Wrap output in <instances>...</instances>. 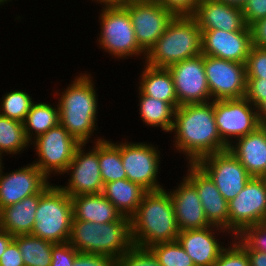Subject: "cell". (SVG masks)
<instances>
[{"mask_svg":"<svg viewBox=\"0 0 266 266\" xmlns=\"http://www.w3.org/2000/svg\"><path fill=\"white\" fill-rule=\"evenodd\" d=\"M172 131L175 133L174 147L187 156L189 164H196L203 157L228 150L217 130L214 101L177 107Z\"/></svg>","mask_w":266,"mask_h":266,"instance_id":"6da1fadb","label":"cell"},{"mask_svg":"<svg viewBox=\"0 0 266 266\" xmlns=\"http://www.w3.org/2000/svg\"><path fill=\"white\" fill-rule=\"evenodd\" d=\"M133 245L150 248L154 244L177 240L180 230L172 199L166 190L147 191L130 217Z\"/></svg>","mask_w":266,"mask_h":266,"instance_id":"7a4b0ae2","label":"cell"},{"mask_svg":"<svg viewBox=\"0 0 266 266\" xmlns=\"http://www.w3.org/2000/svg\"><path fill=\"white\" fill-rule=\"evenodd\" d=\"M87 74L75 77L58 99L59 123L80 144H87L97 129L95 84L91 75Z\"/></svg>","mask_w":266,"mask_h":266,"instance_id":"3957f363","label":"cell"},{"mask_svg":"<svg viewBox=\"0 0 266 266\" xmlns=\"http://www.w3.org/2000/svg\"><path fill=\"white\" fill-rule=\"evenodd\" d=\"M68 243L79 253L104 255L117 261L134 246L130 218L123 216L119 221L101 224L72 220Z\"/></svg>","mask_w":266,"mask_h":266,"instance_id":"277c9868","label":"cell"},{"mask_svg":"<svg viewBox=\"0 0 266 266\" xmlns=\"http://www.w3.org/2000/svg\"><path fill=\"white\" fill-rule=\"evenodd\" d=\"M202 54V32L191 15H178L145 56V64L156 68Z\"/></svg>","mask_w":266,"mask_h":266,"instance_id":"5b68a950","label":"cell"},{"mask_svg":"<svg viewBox=\"0 0 266 266\" xmlns=\"http://www.w3.org/2000/svg\"><path fill=\"white\" fill-rule=\"evenodd\" d=\"M72 199L60 187L48 183L39 192L32 235L54 244L69 241L72 226Z\"/></svg>","mask_w":266,"mask_h":266,"instance_id":"8992f818","label":"cell"},{"mask_svg":"<svg viewBox=\"0 0 266 266\" xmlns=\"http://www.w3.org/2000/svg\"><path fill=\"white\" fill-rule=\"evenodd\" d=\"M102 9L100 47L119 59L142 54L145 60L146 52L138 45L128 11L123 6H103Z\"/></svg>","mask_w":266,"mask_h":266,"instance_id":"52a82bcc","label":"cell"},{"mask_svg":"<svg viewBox=\"0 0 266 266\" xmlns=\"http://www.w3.org/2000/svg\"><path fill=\"white\" fill-rule=\"evenodd\" d=\"M33 140L30 144H34L39 158L33 164L47 178L52 172L64 174L80 145L60 123Z\"/></svg>","mask_w":266,"mask_h":266,"instance_id":"ba28073f","label":"cell"},{"mask_svg":"<svg viewBox=\"0 0 266 266\" xmlns=\"http://www.w3.org/2000/svg\"><path fill=\"white\" fill-rule=\"evenodd\" d=\"M228 234L238 236L246 227L266 222V179L252 177L228 202ZM232 232V233H231Z\"/></svg>","mask_w":266,"mask_h":266,"instance_id":"9c48e42d","label":"cell"},{"mask_svg":"<svg viewBox=\"0 0 266 266\" xmlns=\"http://www.w3.org/2000/svg\"><path fill=\"white\" fill-rule=\"evenodd\" d=\"M245 98L214 100V117L222 141L230 146L260 125L256 107ZM231 137V138H230ZM229 138V139H228Z\"/></svg>","mask_w":266,"mask_h":266,"instance_id":"30bf717a","label":"cell"},{"mask_svg":"<svg viewBox=\"0 0 266 266\" xmlns=\"http://www.w3.org/2000/svg\"><path fill=\"white\" fill-rule=\"evenodd\" d=\"M196 164L214 182L227 202L233 200L252 178L228 150L203 157Z\"/></svg>","mask_w":266,"mask_h":266,"instance_id":"8fae6325","label":"cell"},{"mask_svg":"<svg viewBox=\"0 0 266 266\" xmlns=\"http://www.w3.org/2000/svg\"><path fill=\"white\" fill-rule=\"evenodd\" d=\"M123 7L130 15L138 45L146 53L175 16L155 0H131Z\"/></svg>","mask_w":266,"mask_h":266,"instance_id":"7c38bea8","label":"cell"},{"mask_svg":"<svg viewBox=\"0 0 266 266\" xmlns=\"http://www.w3.org/2000/svg\"><path fill=\"white\" fill-rule=\"evenodd\" d=\"M204 67L213 101L245 97L247 76L244 63L204 55Z\"/></svg>","mask_w":266,"mask_h":266,"instance_id":"4fadbf2b","label":"cell"},{"mask_svg":"<svg viewBox=\"0 0 266 266\" xmlns=\"http://www.w3.org/2000/svg\"><path fill=\"white\" fill-rule=\"evenodd\" d=\"M168 70L173 78L178 107L213 101L207 84L203 54L172 64Z\"/></svg>","mask_w":266,"mask_h":266,"instance_id":"5bb4252c","label":"cell"},{"mask_svg":"<svg viewBox=\"0 0 266 266\" xmlns=\"http://www.w3.org/2000/svg\"><path fill=\"white\" fill-rule=\"evenodd\" d=\"M151 144L120 143V154L127 179L147 191L163 189L157 182L160 151Z\"/></svg>","mask_w":266,"mask_h":266,"instance_id":"9a60e30c","label":"cell"},{"mask_svg":"<svg viewBox=\"0 0 266 266\" xmlns=\"http://www.w3.org/2000/svg\"><path fill=\"white\" fill-rule=\"evenodd\" d=\"M93 142L92 151L84 152L86 144H80L72 161L64 173L70 172V178L66 186L59 185L71 198L81 194H100L103 191L100 165L98 160V141Z\"/></svg>","mask_w":266,"mask_h":266,"instance_id":"2e32d148","label":"cell"},{"mask_svg":"<svg viewBox=\"0 0 266 266\" xmlns=\"http://www.w3.org/2000/svg\"><path fill=\"white\" fill-rule=\"evenodd\" d=\"M202 54L244 63L252 45L251 31L246 25L240 31L201 30Z\"/></svg>","mask_w":266,"mask_h":266,"instance_id":"e0dca14e","label":"cell"},{"mask_svg":"<svg viewBox=\"0 0 266 266\" xmlns=\"http://www.w3.org/2000/svg\"><path fill=\"white\" fill-rule=\"evenodd\" d=\"M48 183V178L33 163L6 174L1 168L0 210L38 194Z\"/></svg>","mask_w":266,"mask_h":266,"instance_id":"ac0fdd59","label":"cell"},{"mask_svg":"<svg viewBox=\"0 0 266 266\" xmlns=\"http://www.w3.org/2000/svg\"><path fill=\"white\" fill-rule=\"evenodd\" d=\"M187 171L185 177L195 186L208 223L228 232V202L197 164H188Z\"/></svg>","mask_w":266,"mask_h":266,"instance_id":"d6986e66","label":"cell"},{"mask_svg":"<svg viewBox=\"0 0 266 266\" xmlns=\"http://www.w3.org/2000/svg\"><path fill=\"white\" fill-rule=\"evenodd\" d=\"M183 178L173 192H168L172 199L178 229L183 231L211 226L206 219L195 186L186 177Z\"/></svg>","mask_w":266,"mask_h":266,"instance_id":"ffe728a7","label":"cell"},{"mask_svg":"<svg viewBox=\"0 0 266 266\" xmlns=\"http://www.w3.org/2000/svg\"><path fill=\"white\" fill-rule=\"evenodd\" d=\"M214 228L218 232L225 233L227 231L211 225L203 229H188L179 232L177 241L190 256L195 266H213L225 248L216 239Z\"/></svg>","mask_w":266,"mask_h":266,"instance_id":"44dd1931","label":"cell"},{"mask_svg":"<svg viewBox=\"0 0 266 266\" xmlns=\"http://www.w3.org/2000/svg\"><path fill=\"white\" fill-rule=\"evenodd\" d=\"M201 30L240 31L246 23L241 8L219 0L199 2L191 15Z\"/></svg>","mask_w":266,"mask_h":266,"instance_id":"7402d4cb","label":"cell"},{"mask_svg":"<svg viewBox=\"0 0 266 266\" xmlns=\"http://www.w3.org/2000/svg\"><path fill=\"white\" fill-rule=\"evenodd\" d=\"M237 141V142H235ZM233 141L228 146L238 161L252 177L266 179V126H259L254 132Z\"/></svg>","mask_w":266,"mask_h":266,"instance_id":"603a6c76","label":"cell"},{"mask_svg":"<svg viewBox=\"0 0 266 266\" xmlns=\"http://www.w3.org/2000/svg\"><path fill=\"white\" fill-rule=\"evenodd\" d=\"M72 220L96 223L119 221L123 216L102 194H81L71 197Z\"/></svg>","mask_w":266,"mask_h":266,"instance_id":"cb8c5ba5","label":"cell"},{"mask_svg":"<svg viewBox=\"0 0 266 266\" xmlns=\"http://www.w3.org/2000/svg\"><path fill=\"white\" fill-rule=\"evenodd\" d=\"M38 204L39 193L2 208L0 210V229L13 236L31 234L35 225V213Z\"/></svg>","mask_w":266,"mask_h":266,"instance_id":"d4e9b609","label":"cell"},{"mask_svg":"<svg viewBox=\"0 0 266 266\" xmlns=\"http://www.w3.org/2000/svg\"><path fill=\"white\" fill-rule=\"evenodd\" d=\"M146 192L147 190L141 185L122 179L104 184L102 194L122 216L130 218L136 212Z\"/></svg>","mask_w":266,"mask_h":266,"instance_id":"484cf974","label":"cell"},{"mask_svg":"<svg viewBox=\"0 0 266 266\" xmlns=\"http://www.w3.org/2000/svg\"><path fill=\"white\" fill-rule=\"evenodd\" d=\"M140 79L139 90L147 96L171 104L175 109L178 100L171 72L168 68H156L144 65Z\"/></svg>","mask_w":266,"mask_h":266,"instance_id":"4316f807","label":"cell"},{"mask_svg":"<svg viewBox=\"0 0 266 266\" xmlns=\"http://www.w3.org/2000/svg\"><path fill=\"white\" fill-rule=\"evenodd\" d=\"M139 111L144 123L148 126L161 127L165 132H171L175 108L164 101L144 95L139 90Z\"/></svg>","mask_w":266,"mask_h":266,"instance_id":"83f0119b","label":"cell"},{"mask_svg":"<svg viewBox=\"0 0 266 266\" xmlns=\"http://www.w3.org/2000/svg\"><path fill=\"white\" fill-rule=\"evenodd\" d=\"M23 124L26 137L31 142L34 138L46 133L50 128L59 124L58 104L56 108V106L54 107L50 103L34 102ZM33 135L34 138L32 137Z\"/></svg>","mask_w":266,"mask_h":266,"instance_id":"f1b7e54d","label":"cell"},{"mask_svg":"<svg viewBox=\"0 0 266 266\" xmlns=\"http://www.w3.org/2000/svg\"><path fill=\"white\" fill-rule=\"evenodd\" d=\"M25 266H50L55 245L32 234L14 236Z\"/></svg>","mask_w":266,"mask_h":266,"instance_id":"f546056e","label":"cell"},{"mask_svg":"<svg viewBox=\"0 0 266 266\" xmlns=\"http://www.w3.org/2000/svg\"><path fill=\"white\" fill-rule=\"evenodd\" d=\"M98 160L103 184L127 179L120 154V143H112L106 139L98 141Z\"/></svg>","mask_w":266,"mask_h":266,"instance_id":"4dcf8cb0","label":"cell"},{"mask_svg":"<svg viewBox=\"0 0 266 266\" xmlns=\"http://www.w3.org/2000/svg\"><path fill=\"white\" fill-rule=\"evenodd\" d=\"M30 141L27 139L24 124L18 120L0 115V155L3 153L17 154L27 149Z\"/></svg>","mask_w":266,"mask_h":266,"instance_id":"1f68e13d","label":"cell"},{"mask_svg":"<svg viewBox=\"0 0 266 266\" xmlns=\"http://www.w3.org/2000/svg\"><path fill=\"white\" fill-rule=\"evenodd\" d=\"M2 98L0 115L23 123L31 105L34 103L32 97L24 91L13 90L4 94Z\"/></svg>","mask_w":266,"mask_h":266,"instance_id":"d6a6232c","label":"cell"},{"mask_svg":"<svg viewBox=\"0 0 266 266\" xmlns=\"http://www.w3.org/2000/svg\"><path fill=\"white\" fill-rule=\"evenodd\" d=\"M149 249L161 266H195L177 240L154 244Z\"/></svg>","mask_w":266,"mask_h":266,"instance_id":"836d02e7","label":"cell"},{"mask_svg":"<svg viewBox=\"0 0 266 266\" xmlns=\"http://www.w3.org/2000/svg\"><path fill=\"white\" fill-rule=\"evenodd\" d=\"M235 238L246 250L266 253V222L246 227Z\"/></svg>","mask_w":266,"mask_h":266,"instance_id":"e575fe53","label":"cell"},{"mask_svg":"<svg viewBox=\"0 0 266 266\" xmlns=\"http://www.w3.org/2000/svg\"><path fill=\"white\" fill-rule=\"evenodd\" d=\"M225 247L213 266H250L247 250L235 239Z\"/></svg>","mask_w":266,"mask_h":266,"instance_id":"d590c367","label":"cell"},{"mask_svg":"<svg viewBox=\"0 0 266 266\" xmlns=\"http://www.w3.org/2000/svg\"><path fill=\"white\" fill-rule=\"evenodd\" d=\"M117 266H161L149 248L133 246L117 260Z\"/></svg>","mask_w":266,"mask_h":266,"instance_id":"8d00e7d4","label":"cell"},{"mask_svg":"<svg viewBox=\"0 0 266 266\" xmlns=\"http://www.w3.org/2000/svg\"><path fill=\"white\" fill-rule=\"evenodd\" d=\"M247 78L266 80V48L252 46L245 62Z\"/></svg>","mask_w":266,"mask_h":266,"instance_id":"74e56055","label":"cell"},{"mask_svg":"<svg viewBox=\"0 0 266 266\" xmlns=\"http://www.w3.org/2000/svg\"><path fill=\"white\" fill-rule=\"evenodd\" d=\"M78 253L79 251L68 242L55 244L52 248L50 266H72Z\"/></svg>","mask_w":266,"mask_h":266,"instance_id":"f35d334b","label":"cell"},{"mask_svg":"<svg viewBox=\"0 0 266 266\" xmlns=\"http://www.w3.org/2000/svg\"><path fill=\"white\" fill-rule=\"evenodd\" d=\"M245 98L257 108L266 99V80L263 78H247Z\"/></svg>","mask_w":266,"mask_h":266,"instance_id":"ab89813d","label":"cell"},{"mask_svg":"<svg viewBox=\"0 0 266 266\" xmlns=\"http://www.w3.org/2000/svg\"><path fill=\"white\" fill-rule=\"evenodd\" d=\"M242 12L244 21L249 27L252 23L266 18V0H246Z\"/></svg>","mask_w":266,"mask_h":266,"instance_id":"60d3db41","label":"cell"},{"mask_svg":"<svg viewBox=\"0 0 266 266\" xmlns=\"http://www.w3.org/2000/svg\"><path fill=\"white\" fill-rule=\"evenodd\" d=\"M175 16L192 15L198 5V0H155Z\"/></svg>","mask_w":266,"mask_h":266,"instance_id":"b9f144b4","label":"cell"},{"mask_svg":"<svg viewBox=\"0 0 266 266\" xmlns=\"http://www.w3.org/2000/svg\"><path fill=\"white\" fill-rule=\"evenodd\" d=\"M72 266H117V261L104 255L78 253Z\"/></svg>","mask_w":266,"mask_h":266,"instance_id":"7bdbcfd3","label":"cell"},{"mask_svg":"<svg viewBox=\"0 0 266 266\" xmlns=\"http://www.w3.org/2000/svg\"><path fill=\"white\" fill-rule=\"evenodd\" d=\"M0 266H25L17 243L12 240L0 257Z\"/></svg>","mask_w":266,"mask_h":266,"instance_id":"ee69618b","label":"cell"},{"mask_svg":"<svg viewBox=\"0 0 266 266\" xmlns=\"http://www.w3.org/2000/svg\"><path fill=\"white\" fill-rule=\"evenodd\" d=\"M252 45L266 48V18L260 19L250 26Z\"/></svg>","mask_w":266,"mask_h":266,"instance_id":"f6af8a7d","label":"cell"},{"mask_svg":"<svg viewBox=\"0 0 266 266\" xmlns=\"http://www.w3.org/2000/svg\"><path fill=\"white\" fill-rule=\"evenodd\" d=\"M250 266H266V253L247 250Z\"/></svg>","mask_w":266,"mask_h":266,"instance_id":"bcb514c9","label":"cell"},{"mask_svg":"<svg viewBox=\"0 0 266 266\" xmlns=\"http://www.w3.org/2000/svg\"><path fill=\"white\" fill-rule=\"evenodd\" d=\"M13 238V235L0 229V257L5 252L7 246L13 240Z\"/></svg>","mask_w":266,"mask_h":266,"instance_id":"7dc6e473","label":"cell"},{"mask_svg":"<svg viewBox=\"0 0 266 266\" xmlns=\"http://www.w3.org/2000/svg\"><path fill=\"white\" fill-rule=\"evenodd\" d=\"M260 125L266 126V99L257 107Z\"/></svg>","mask_w":266,"mask_h":266,"instance_id":"c3c4849f","label":"cell"},{"mask_svg":"<svg viewBox=\"0 0 266 266\" xmlns=\"http://www.w3.org/2000/svg\"><path fill=\"white\" fill-rule=\"evenodd\" d=\"M99 1L98 3L102 4L103 6H123L126 5L131 0H95ZM105 4V5H104Z\"/></svg>","mask_w":266,"mask_h":266,"instance_id":"681fc988","label":"cell"},{"mask_svg":"<svg viewBox=\"0 0 266 266\" xmlns=\"http://www.w3.org/2000/svg\"><path fill=\"white\" fill-rule=\"evenodd\" d=\"M221 2H224L225 4L233 7L241 8L244 6L246 0H219Z\"/></svg>","mask_w":266,"mask_h":266,"instance_id":"f907efd6","label":"cell"},{"mask_svg":"<svg viewBox=\"0 0 266 266\" xmlns=\"http://www.w3.org/2000/svg\"><path fill=\"white\" fill-rule=\"evenodd\" d=\"M2 160H3V156L0 155V170H1V168L4 169V167H2V165H4V164H2L3 163Z\"/></svg>","mask_w":266,"mask_h":266,"instance_id":"816d5d0a","label":"cell"},{"mask_svg":"<svg viewBox=\"0 0 266 266\" xmlns=\"http://www.w3.org/2000/svg\"><path fill=\"white\" fill-rule=\"evenodd\" d=\"M7 1H10V0H0V5H1V4L4 5V3H6Z\"/></svg>","mask_w":266,"mask_h":266,"instance_id":"f5cc1de1","label":"cell"}]
</instances>
